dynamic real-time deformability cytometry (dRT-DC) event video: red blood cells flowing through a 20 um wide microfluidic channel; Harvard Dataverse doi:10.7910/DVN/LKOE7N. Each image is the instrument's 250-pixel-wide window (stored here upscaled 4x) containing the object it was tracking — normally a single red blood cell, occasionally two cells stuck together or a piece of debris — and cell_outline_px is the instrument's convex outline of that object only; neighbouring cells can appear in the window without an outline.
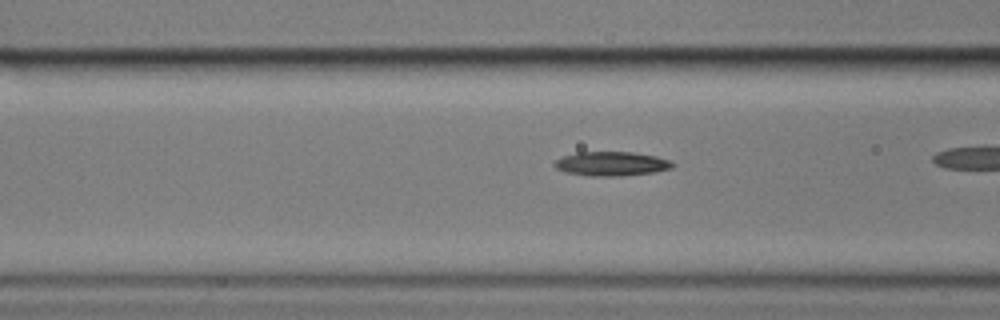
{"species": "common noctule bat (a hibernating species)", "species_latin": "Nyctalus noctula", "temperature_condition": "cold", "stored_images_in_passage": 40, "camera_frame_rate_fps": 3000, "um_per_image_px": 0.085, "animal": {"sex": "male", "body_mass_g": 17.9}, "frame": {"image": 1, "passage_image": 18, "time_ms": 5.667, "image_size_px": [1000, 320], "cell_outline_px": [[676, 164], [672, 168], [652, 172], [620, 176], [592, 176], [564, 172], [556, 168], [552, 164], [556, 160], [564, 156], [576, 152], [632, 152], [656, 156], [668, 160]], "centroid_in_image_um": [51.95, 13.92], "position_along_channel_um": 114.6, "area_um2": 16.59}}